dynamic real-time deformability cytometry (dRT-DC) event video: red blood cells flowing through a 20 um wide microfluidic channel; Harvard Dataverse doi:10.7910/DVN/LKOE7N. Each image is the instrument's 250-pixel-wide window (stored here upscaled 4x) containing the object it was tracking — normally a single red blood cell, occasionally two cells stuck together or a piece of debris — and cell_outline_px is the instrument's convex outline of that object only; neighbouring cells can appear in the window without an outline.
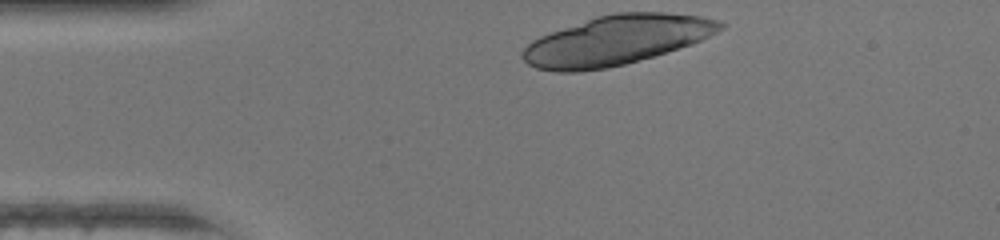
{"species": "human", "species_latin": "Homo sapiens", "temperature_condition": "warm", "stored_images_in_passage": 29, "camera_frame_rate_fps": 3000, "um_per_image_px": 0.085, "donor": {"sex": "female"}, "frame": {"image": 1, "passage_image": 1, "time_ms": 0.0, "image_size_px": [1000, 240], "cell_outline_px": [[728, 24], [724, 28], [692, 44], [652, 56], [624, 64], [608, 68], [580, 72], [556, 72], [536, 68], [528, 64], [520, 56], [520, 52], [532, 40], [540, 36], [596, 16], [616, 12], [664, 12], [700, 16], [716, 20]], "centroid_in_image_um": [52.36, 3.42], "position_along_channel_um": 32.6, "area_um2": 56.82}}
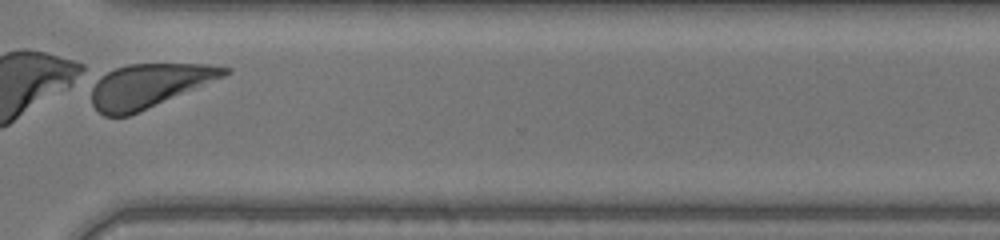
{"frame": {"image": 2, "passage_image": 27, "time_ms": 8.667, "image_size_px": [1000, 240], "cell_outline_px": [[232, 72], [224, 76], [128, 116], [104, 116], [92, 104], [92, 88], [96, 80], [100, 76], [116, 68], [128, 64], [208, 64], [232, 68]], "centroid_in_image_um": [12.65, 7.27], "position_along_channel_um": 358.0, "area_um2": 33.35}}